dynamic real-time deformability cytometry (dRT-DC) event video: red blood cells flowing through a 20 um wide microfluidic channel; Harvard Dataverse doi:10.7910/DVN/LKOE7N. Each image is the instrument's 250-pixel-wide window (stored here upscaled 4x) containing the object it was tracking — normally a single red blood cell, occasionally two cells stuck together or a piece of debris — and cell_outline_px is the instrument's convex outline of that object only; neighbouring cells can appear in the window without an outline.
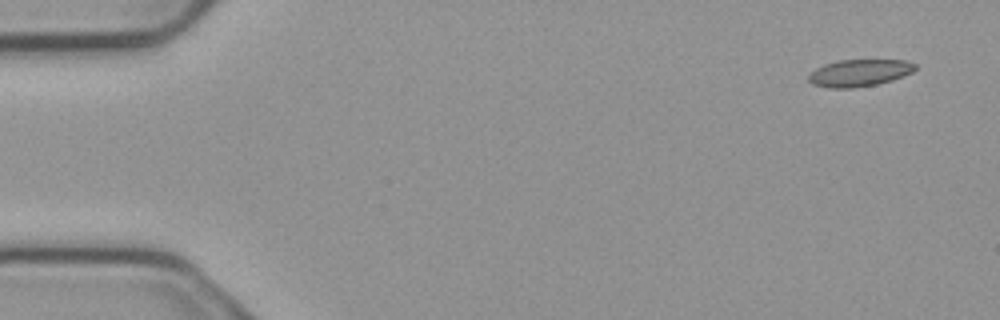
{"species": "common noctule bat (a hibernating species)", "species_latin": "Nyctalus noctula", "temperature_condition": "cold", "stored_images_in_passage": 5, "camera_frame_rate_fps": 3000, "um_per_image_px": 0.085, "animal": {"sex": "male", "body_mass_g": 23.1, "forearm_length_mm": 52.7}, "frame": {"image": 1, "passage_image": 1, "time_ms": 0.0, "image_size_px": [1000, 320], "cell_outline_px": [[916, 68], [912, 72], [892, 80], [876, 84], [852, 88], [828, 88], [812, 84], [808, 80], [808, 76], [816, 68], [824, 64], [836, 60], [904, 60], [916, 64]], "centroid_in_image_um": [73.02, 6.19], "position_along_channel_um": 12.0, "area_um2": 16.76}}
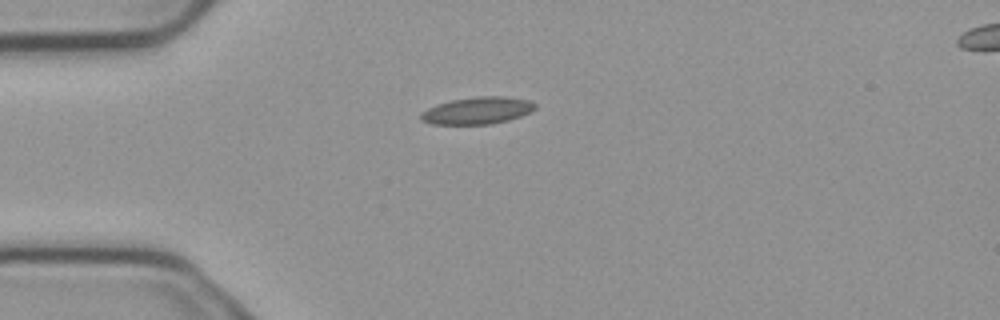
{"frame": {"image": 2, "passage_image": 4, "time_ms": 1.0, "image_size_px": [1000, 320], "cell_outline_px": [[536, 108], [532, 112], [508, 120], [492, 124], [432, 124], [420, 120], [420, 112], [436, 104], [452, 100], [476, 96], [504, 96], [528, 100], [536, 104]], "centroid_in_image_um": [40.57, 9.39], "position_along_channel_um": 44.4, "area_um2": 18.15}}